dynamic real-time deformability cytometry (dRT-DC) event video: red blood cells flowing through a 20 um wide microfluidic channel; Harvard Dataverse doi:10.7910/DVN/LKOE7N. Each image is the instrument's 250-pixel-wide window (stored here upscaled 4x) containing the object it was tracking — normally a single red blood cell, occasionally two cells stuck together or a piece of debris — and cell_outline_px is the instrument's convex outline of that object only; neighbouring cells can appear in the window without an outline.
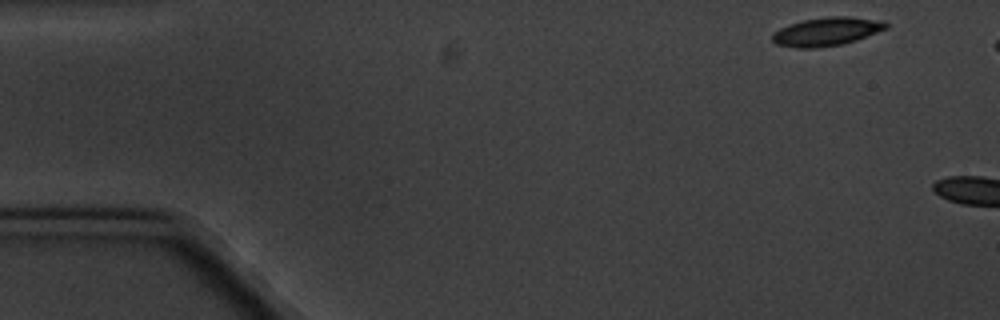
{"species": "common noctule bat (a hibernating species)", "species_latin": "Nyctalus noctula", "temperature_condition": "cold", "stored_images_in_passage": 2, "camera_frame_rate_fps": 3000, "um_per_image_px": 0.085, "animal": {"sex": "male", "body_mass_g": 20.1, "forearm_length_mm": 53.5}, "frame": {"image": 1, "passage_image": 1, "time_ms": 0.0, "image_size_px": [1000, 320], "cell_outline_px": [[888, 28], [856, 40], [844, 44], [816, 48], [796, 48], [776, 44], [772, 40], [772, 36], [780, 28], [788, 24], [804, 20], [828, 16], [852, 16], [884, 20], [888, 24]], "centroid_in_image_um": [70.3, 2.67], "position_along_channel_um": 14.7, "area_um2": 19.02}}